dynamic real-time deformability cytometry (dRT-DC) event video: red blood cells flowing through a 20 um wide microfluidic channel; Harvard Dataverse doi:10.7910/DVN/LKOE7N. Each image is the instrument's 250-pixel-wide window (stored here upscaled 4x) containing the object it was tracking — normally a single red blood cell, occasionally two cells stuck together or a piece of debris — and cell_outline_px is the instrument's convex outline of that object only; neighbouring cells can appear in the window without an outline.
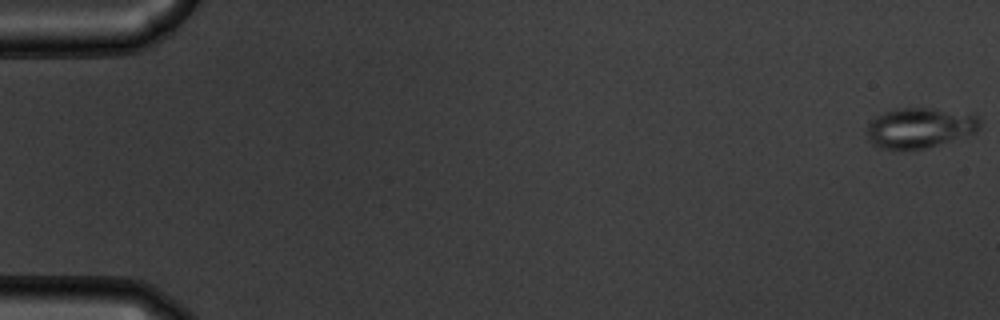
{"species": "common noctule bat (a hibernating species)", "species_latin": "Nyctalus noctula", "temperature_condition": "warm", "stored_images_in_passage": 55, "camera_frame_rate_fps": 3000, "um_per_image_px": 0.085, "animal": {"sex": "male", "body_mass_g": 19.5, "forearm_length_mm": 54.6}, "frame": {"image": 1, "passage_image": 1, "time_ms": 0.0, "image_size_px": [1000, 320], "cell_outline_px": [[980, 128], [976, 132], [924, 148], [880, 148], [872, 144], [868, 140], [868, 124], [876, 116], [884, 112], [896, 108], [932, 108], [976, 116], [980, 120]], "centroid_in_image_um": [78.14, 10.85], "position_along_channel_um": 6.9, "area_um2": 25.78}}
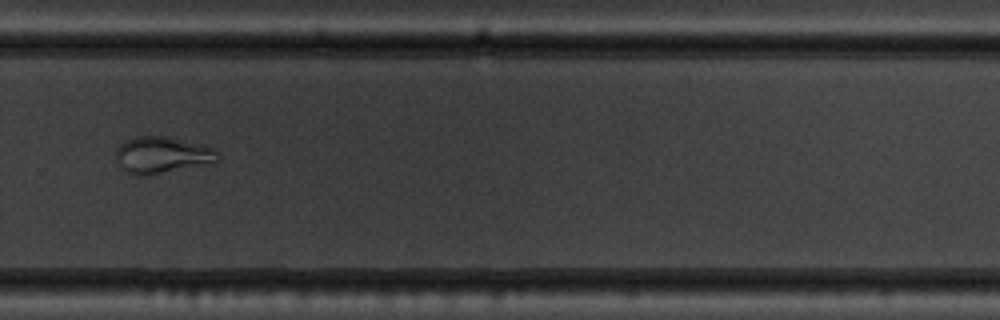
{"frame": {"image": 2, "passage_image": 39, "time_ms": 12.667, "image_size_px": [1000, 320], "cell_outline_px": [[220, 160], [212, 164], [148, 176], [136, 176], [128, 172], [120, 164], [116, 156], [116, 148], [120, 144], [136, 136], [168, 136], [216, 148], [220, 156]], "centroid_in_image_um": [13.86, 13.19], "position_along_channel_um": 315.9, "area_um2": 22.14}}
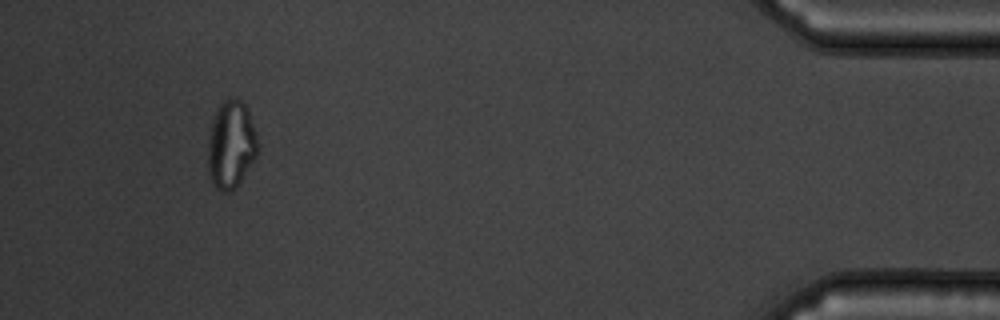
{"frame": {"image": 3, "passage_image": 52, "time_ms": 17.0, "image_size_px": [1000, 320], "cell_outline_px": [[256, 156], [236, 188], [228, 192], [224, 192], [216, 188], [212, 184], [208, 172], [208, 132], [212, 120], [220, 104], [228, 96], [232, 96], [240, 100], [248, 108], [256, 132]], "centroid_in_image_um": [19.61, 12.28], "position_along_channel_um": 415.6, "area_um2": 25.61}}